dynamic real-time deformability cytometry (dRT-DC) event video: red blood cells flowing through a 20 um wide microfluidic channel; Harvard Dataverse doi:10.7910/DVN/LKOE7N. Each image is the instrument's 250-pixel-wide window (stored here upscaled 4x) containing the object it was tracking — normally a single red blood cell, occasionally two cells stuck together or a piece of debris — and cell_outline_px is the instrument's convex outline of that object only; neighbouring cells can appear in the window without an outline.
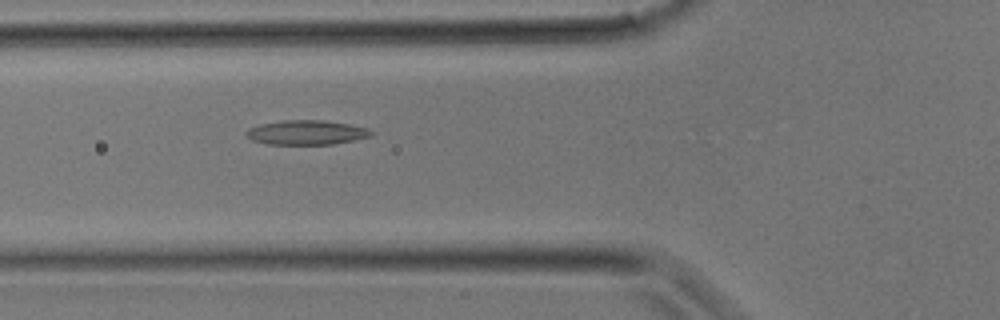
{"species": "common noctule bat (a hibernating species)", "species_latin": "Nyctalus noctula", "temperature_condition": "room temperature", "stored_images_in_passage": 4, "camera_frame_rate_fps": 3000, "um_per_image_px": 0.085, "animal": {"sex": "male", "body_mass_g": 17.9}, "frame": {"image": 1, "passage_image": 4, "time_ms": 1.0, "image_size_px": [1000, 320], "cell_outline_px": [[376, 132], [372, 136], [332, 144], [264, 144], [252, 140], [244, 132], [248, 128], [260, 124], [284, 120], [324, 120], [348, 124], [368, 128]], "centroid_in_image_um": [26.05, 11.26], "position_along_channel_um": 99.7, "area_um2": 17.86}}